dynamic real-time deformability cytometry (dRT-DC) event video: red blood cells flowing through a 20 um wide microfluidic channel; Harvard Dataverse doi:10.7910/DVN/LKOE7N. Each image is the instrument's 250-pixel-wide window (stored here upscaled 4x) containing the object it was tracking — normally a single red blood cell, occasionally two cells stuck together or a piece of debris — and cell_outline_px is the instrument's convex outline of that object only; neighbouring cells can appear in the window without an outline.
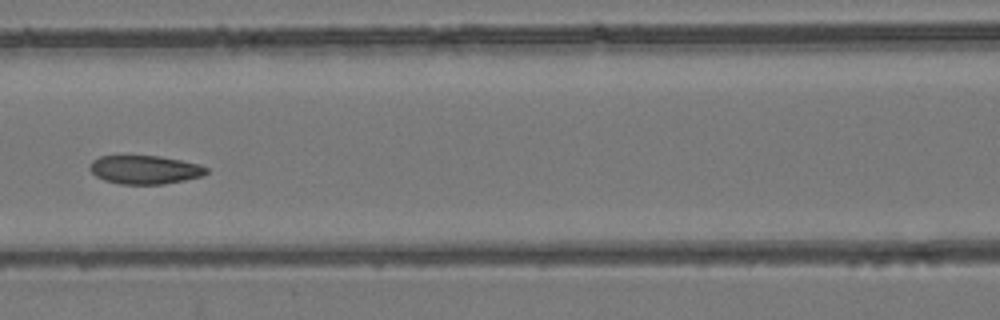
{"species": "common noctule bat (a hibernating species)", "species_latin": "Nyctalus noctula", "temperature_condition": "room temperature", "stored_images_in_passage": 5, "camera_frame_rate_fps": 3000, "um_per_image_px": 0.085, "animal": {"sex": "female", "body_mass_g": 24.6, "forearm_length_mm": 56.2}, "frame": {"image": 1, "passage_image": 5, "time_ms": 5.667, "image_size_px": [1000, 320], "cell_outline_px": [[208, 172], [200, 176], [184, 180], [164, 184], [120, 184], [104, 180], [96, 176], [88, 168], [92, 160], [100, 156], [160, 156], [200, 164], [208, 168]], "centroid_in_image_um": [12.3, 14.42], "position_along_channel_um": 154.3, "area_um2": 19.36}}